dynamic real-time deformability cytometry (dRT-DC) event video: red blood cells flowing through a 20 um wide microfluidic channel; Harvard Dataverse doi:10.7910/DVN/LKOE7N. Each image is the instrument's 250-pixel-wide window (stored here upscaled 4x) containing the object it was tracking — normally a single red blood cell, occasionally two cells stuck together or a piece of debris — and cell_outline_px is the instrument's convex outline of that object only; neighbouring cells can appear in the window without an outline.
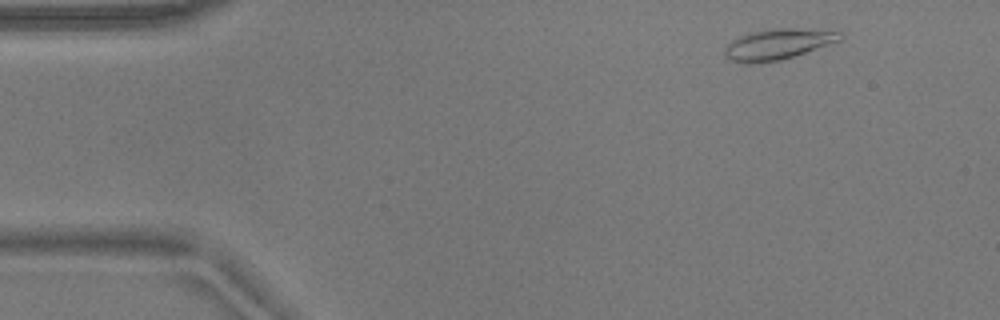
{"species": "common noctule bat (a hibernating species)", "species_latin": "Nyctalus noctula", "temperature_condition": "warm", "stored_images_in_passage": 9, "camera_frame_rate_fps": 3000, "um_per_image_px": 0.085, "animal": {"sex": "male", "body_mass_g": 17.9}, "frame": {"image": 1, "passage_image": 1, "time_ms": 0.0, "image_size_px": [1000, 320], "cell_outline_px": [[844, 36], [840, 40], [780, 60], [752, 64], [744, 64], [728, 60], [724, 56], [724, 52], [728, 44], [732, 40], [740, 36], [752, 32], [772, 28], [792, 28], [844, 32]], "centroid_in_image_um": [66.06, 3.76], "position_along_channel_um": 18.9, "area_um2": 20.46}}